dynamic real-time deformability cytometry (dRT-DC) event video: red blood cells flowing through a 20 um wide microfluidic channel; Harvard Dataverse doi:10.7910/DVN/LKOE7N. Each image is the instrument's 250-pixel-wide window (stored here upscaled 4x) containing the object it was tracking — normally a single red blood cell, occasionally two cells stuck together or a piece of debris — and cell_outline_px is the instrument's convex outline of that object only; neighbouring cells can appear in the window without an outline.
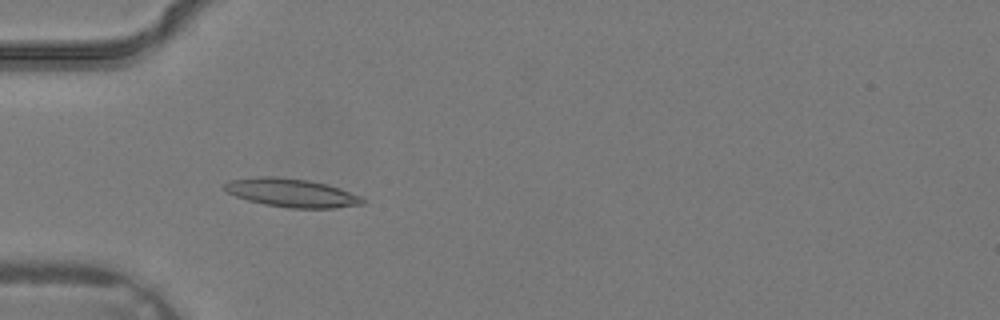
{"species": "common noctule bat (a hibernating species)", "species_latin": "Nyctalus noctula", "temperature_condition": "warm", "stored_images_in_passage": 5, "camera_frame_rate_fps": 3000, "um_per_image_px": 0.085, "animal": {"sex": "male", "body_mass_g": 19.2, "forearm_length_mm": 51.8}, "frame": {"image": 1, "passage_image": 3, "time_ms": 0.667, "image_size_px": [1000, 320], "cell_outline_px": [[368, 204], [336, 208], [288, 208], [264, 204], [248, 200], [236, 196], [228, 192], [224, 188], [224, 184], [228, 180], [260, 176], [276, 176], [308, 180], [328, 184], [340, 188], [360, 196], [368, 200]], "centroid_in_image_um": [24.85, 16.39], "position_along_channel_um": 60.2, "area_um2": 23.18}}
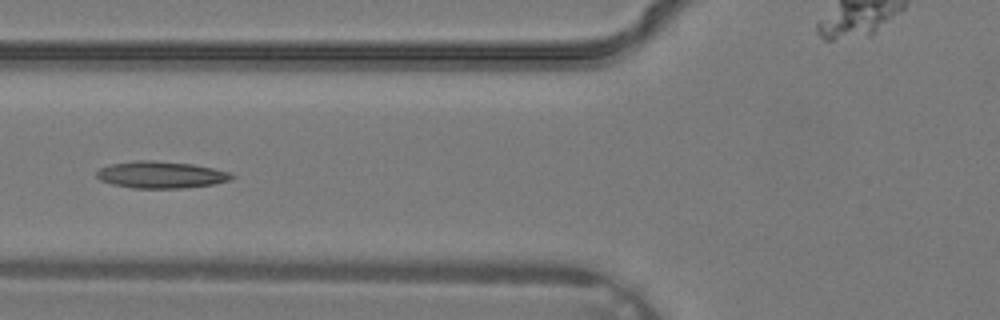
{"frame": {"image": 2, "passage_image": 4, "time_ms": 1.0, "image_size_px": [1000, 320], "cell_outline_px": [[236, 176], [232, 180], [212, 184], [184, 188], [132, 188], [112, 184], [100, 180], [96, 176], [96, 172], [100, 168], [112, 164], [136, 160], [152, 160], [192, 164], [212, 168], [228, 172]], "centroid_in_image_um": [13.67, 14.86], "position_along_channel_um": 112.1, "area_um2": 21.1}}